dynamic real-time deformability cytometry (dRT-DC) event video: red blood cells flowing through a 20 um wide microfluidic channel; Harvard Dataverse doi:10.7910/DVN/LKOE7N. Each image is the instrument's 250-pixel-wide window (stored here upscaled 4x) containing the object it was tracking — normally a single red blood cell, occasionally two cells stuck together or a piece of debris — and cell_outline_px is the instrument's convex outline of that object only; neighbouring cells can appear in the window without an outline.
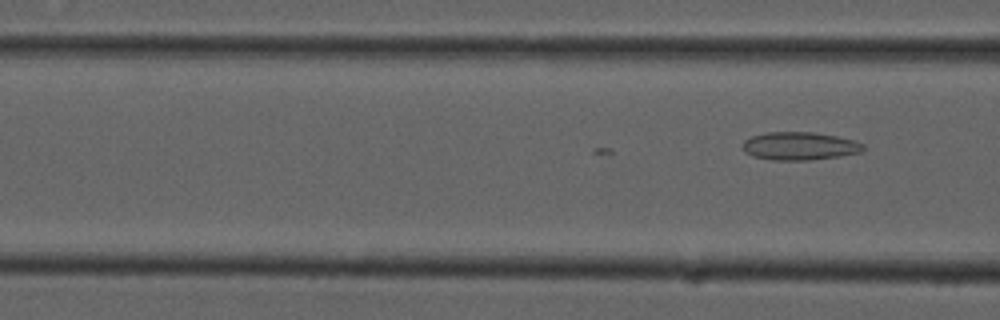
{"species": "common noctule bat (a hibernating species)", "species_latin": "Nyctalus noctula", "temperature_condition": "cold", "stored_images_in_passage": 4, "camera_frame_rate_fps": 3000, "um_per_image_px": 0.085, "animal": {"sex": "male", "forearm_length_mm": 52.5}, "frame": {"image": 1, "passage_image": 4, "time_ms": 1.0, "image_size_px": [1000, 320], "cell_outline_px": [[864, 148], [860, 152], [840, 156], [812, 160], [772, 160], [752, 156], [744, 152], [740, 144], [744, 140], [752, 136], [768, 132], [812, 132], [836, 136], [852, 140], [864, 144]], "centroid_in_image_um": [67.91, 12.42], "position_along_channel_um": 98.7, "area_um2": 19.77}}